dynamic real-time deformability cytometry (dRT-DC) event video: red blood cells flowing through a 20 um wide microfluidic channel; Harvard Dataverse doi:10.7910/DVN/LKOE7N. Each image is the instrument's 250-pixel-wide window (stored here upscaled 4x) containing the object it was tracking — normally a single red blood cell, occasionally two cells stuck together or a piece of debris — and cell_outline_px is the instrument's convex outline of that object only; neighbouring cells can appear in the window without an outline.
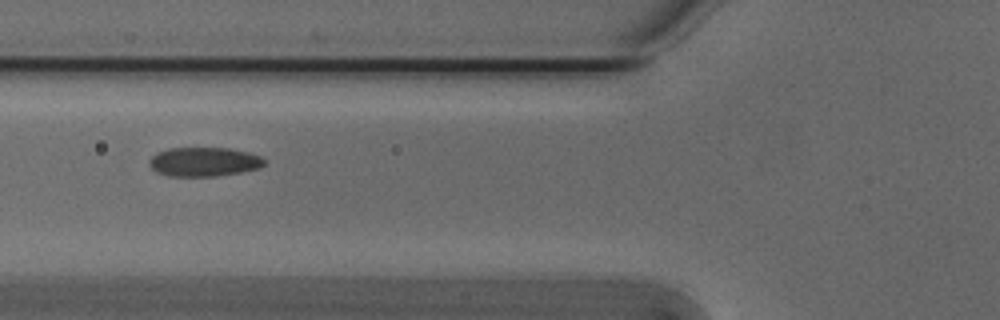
{"species": "Egyptian fruit bat (a non-hibernating species)", "species_latin": "Rousettus aegyptiacus", "temperature_condition": "cold", "stored_images_in_passage": 41, "camera_frame_rate_fps": 3000, "um_per_image_px": 0.085, "animal": {"sex": "male"}, "frame": {"image": 1, "passage_image": 8, "time_ms": 2.333, "image_size_px": [1000, 320], "cell_outline_px": [[268, 160], [260, 168], [240, 172], [216, 176], [168, 176], [156, 172], [148, 164], [148, 160], [156, 152], [168, 148], [228, 148], [248, 152], [260, 156]], "centroid_in_image_um": [17.33, 13.75], "position_along_channel_um": 108.5, "area_um2": 19.71}}
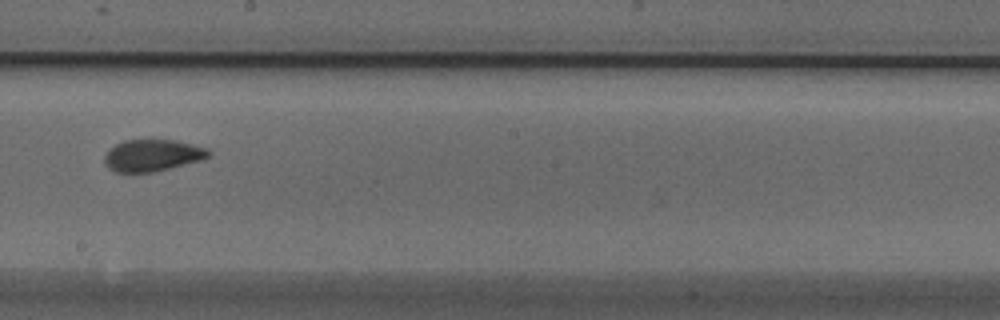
{"frame": {"image": 2, "passage_image": 18, "time_ms": 5.667, "image_size_px": [1000, 320], "cell_outline_px": [[212, 152], [204, 160], [152, 172], [116, 172], [108, 168], [104, 164], [104, 156], [116, 144], [124, 140], [152, 136], [176, 140], [208, 148]], "centroid_in_image_um": [12.98, 13.15], "position_along_channel_um": 235.2, "area_um2": 20.06}}
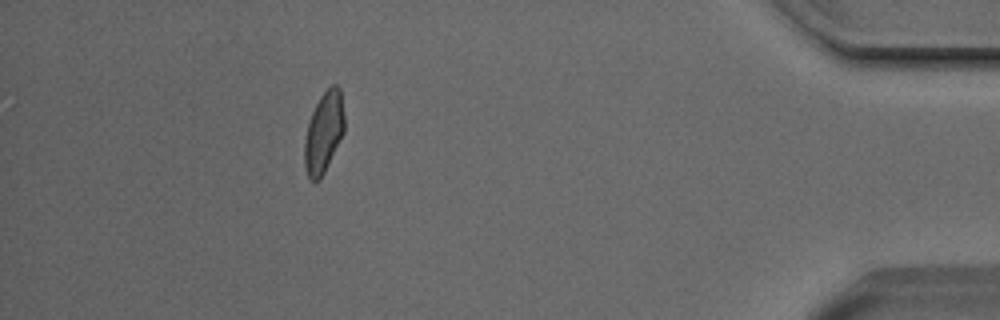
{"frame": {"image": 3, "passage_image": 36, "time_ms": 11.667, "image_size_px": [1000, 320], "cell_outline_px": [[344, 132], [320, 180], [312, 180], [308, 176], [304, 164], [304, 144], [308, 124], [312, 112], [320, 96], [332, 84], [336, 84], [340, 88], [344, 116]], "centroid_in_image_um": [27.52, 11.23], "position_along_channel_um": 407.7, "area_um2": 18.55}, "authors_computed_cell_mechanics": {"area_um2": 19.5364, "velocity_mm_per_s": 3.8065, "shape_relaxation_time_tau1_ms": 6.1001, "shape_relaxation_time_tau2_ms": 1.8978, "deformation_change_tau1": 0.1383, "deformation_change_tau2": 0.0629}}